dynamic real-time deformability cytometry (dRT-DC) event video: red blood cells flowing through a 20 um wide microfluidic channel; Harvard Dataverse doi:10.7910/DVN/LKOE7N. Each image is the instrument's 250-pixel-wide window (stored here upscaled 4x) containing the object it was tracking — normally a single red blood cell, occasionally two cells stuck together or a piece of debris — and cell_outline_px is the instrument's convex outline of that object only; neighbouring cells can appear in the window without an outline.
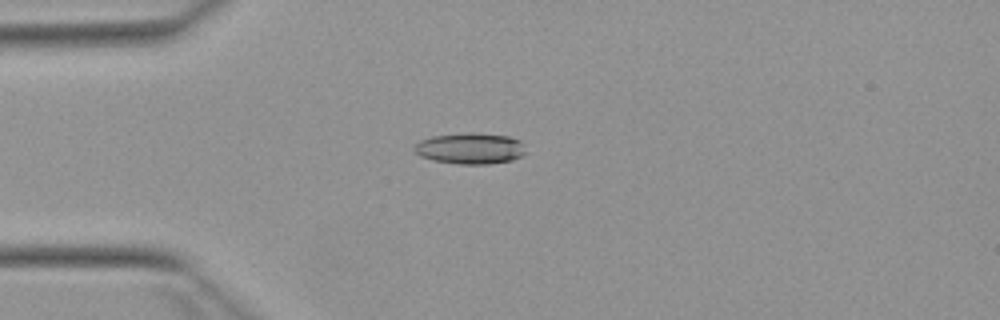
{"species": "Egyptian fruit bat (a non-hibernating species)", "species_latin": "Rousettus aegyptiacus", "temperature_condition": "warm", "stored_images_in_passage": 52, "camera_frame_rate_fps": 3000, "um_per_image_px": 0.085, "animal": {"sex": "female"}, "frame": {"image": 1, "passage_image": 14, "time_ms": 4.333, "image_size_px": [1000, 320], "cell_outline_px": [[528, 152], [524, 156], [512, 160], [488, 164], [460, 164], [432, 160], [420, 156], [412, 148], [420, 140], [432, 136], [468, 132], [472, 132], [508, 136], [520, 140], [524, 144]], "centroid_in_image_um": [40.02, 12.61], "position_along_channel_um": 45.0, "area_um2": 20.52}}
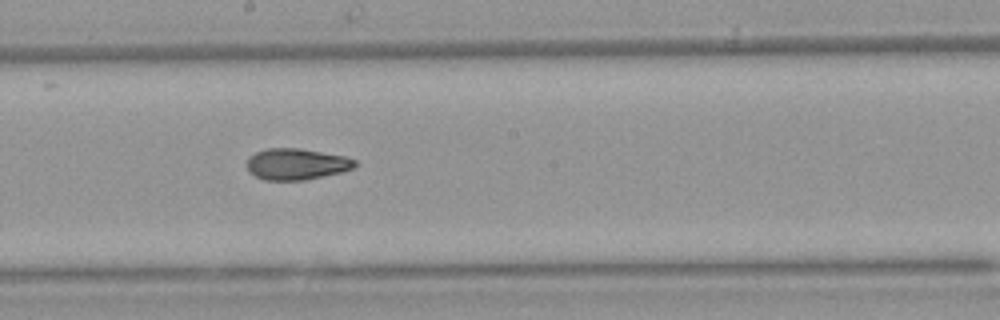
{"frame": {"image": 2, "passage_image": 29, "time_ms": 9.333, "image_size_px": [1000, 320], "cell_outline_px": [[356, 164], [352, 168], [340, 172], [304, 180], [264, 180], [248, 172], [244, 164], [248, 156], [256, 152], [268, 148], [300, 148], [344, 156], [356, 160]], "centroid_in_image_um": [25.12, 13.94], "position_along_channel_um": 223.1, "area_um2": 19.77}}
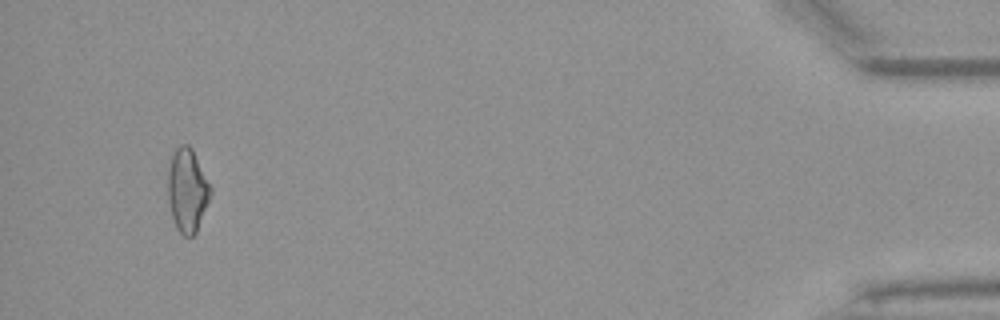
{"frame": {"image": 3, "passage_image": 50, "time_ms": 16.333, "image_size_px": [1000, 320], "cell_outline_px": [[212, 192], [196, 232], [192, 236], [184, 236], [176, 228], [172, 216], [168, 200], [168, 172], [172, 156], [176, 148], [180, 144], [188, 144], [192, 148], [212, 188]], "centroid_in_image_um": [15.92, 16.16], "position_along_channel_um": 419.3, "area_um2": 20.58}, "authors_computed_cell_mechanics": {"area_um2": 19.9988, "velocity_mm_per_s": 3.9265, "shape_relaxation_time_tau1_ms": null, "shape_relaxation_time_tau2_ms": 3.2742, "deformation_change_tau1": null, "deformation_change_tau2": 0.1029}}